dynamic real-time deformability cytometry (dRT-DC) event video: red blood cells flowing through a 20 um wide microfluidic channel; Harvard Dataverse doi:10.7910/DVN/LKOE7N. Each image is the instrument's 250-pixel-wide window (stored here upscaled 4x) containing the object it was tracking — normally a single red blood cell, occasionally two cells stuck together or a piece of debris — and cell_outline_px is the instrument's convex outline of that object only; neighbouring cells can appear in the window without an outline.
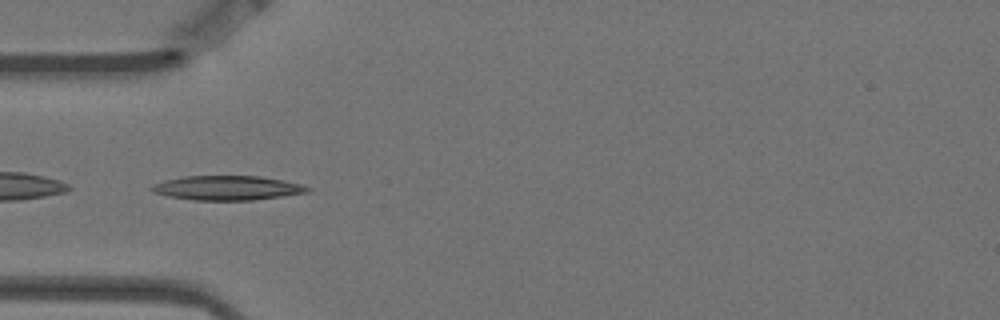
{"species": "Egyptian fruit bat (a non-hibernating species)", "species_latin": "Rousettus aegyptiacus", "temperature_condition": "warm", "stored_images_in_passage": 6, "camera_frame_rate_fps": 3000, "um_per_image_px": 0.085, "animal": {"sex": "female"}, "frame": {"image": 1, "passage_image": 4, "time_ms": 1.0, "image_size_px": [1000, 320], "cell_outline_px": [[312, 188], [308, 192], [252, 200], [192, 200], [168, 196], [152, 192], [148, 188], [152, 184], [164, 180], [184, 176], [260, 176], [284, 180], [300, 184]], "centroid_in_image_um": [19.26, 15.97], "position_along_channel_um": 65.7, "area_um2": 22.2}}
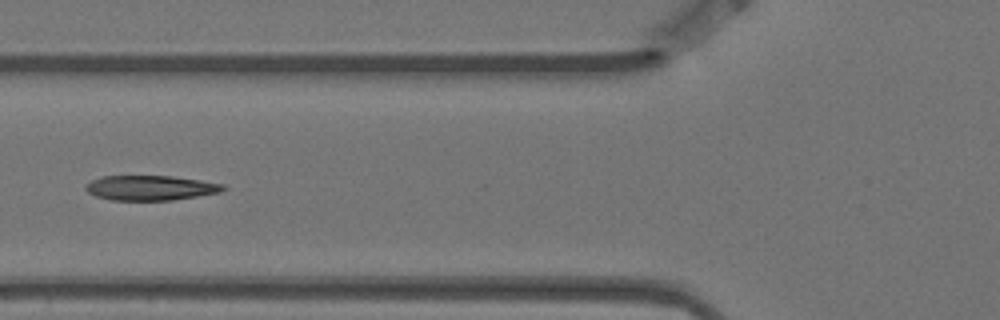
{"frame": {"image": 2, "passage_image": 5, "time_ms": 1.333, "image_size_px": [1000, 320], "cell_outline_px": [[228, 188], [220, 192], [172, 200], [112, 200], [96, 196], [88, 192], [84, 188], [84, 184], [100, 176], [172, 176], [200, 180], [224, 184]], "centroid_in_image_um": [12.77, 15.96], "position_along_channel_um": 113.0, "area_um2": 19.94}}
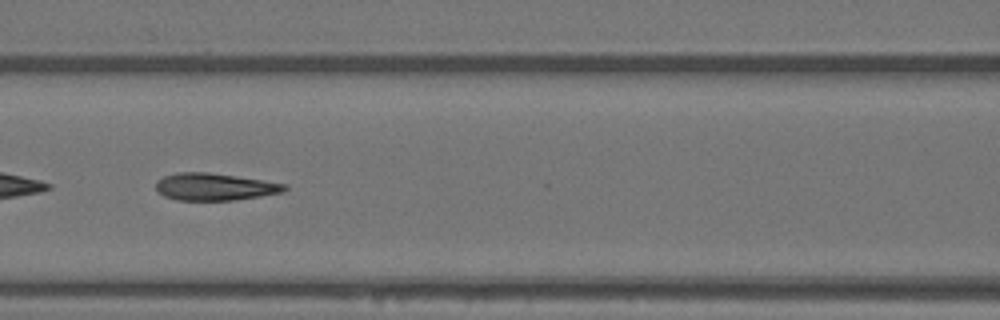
{"frame": {"image": 3, "passage_image": 6, "time_ms": 1.667, "image_size_px": [1000, 320], "cell_outline_px": [[288, 188], [284, 192], [236, 200], [176, 200], [164, 196], [156, 188], [156, 180], [164, 176], [176, 172], [208, 172], [264, 180], [288, 184]], "centroid_in_image_um": [18.27, 15.87], "position_along_channel_um": 148.3, "area_um2": 20.52}}